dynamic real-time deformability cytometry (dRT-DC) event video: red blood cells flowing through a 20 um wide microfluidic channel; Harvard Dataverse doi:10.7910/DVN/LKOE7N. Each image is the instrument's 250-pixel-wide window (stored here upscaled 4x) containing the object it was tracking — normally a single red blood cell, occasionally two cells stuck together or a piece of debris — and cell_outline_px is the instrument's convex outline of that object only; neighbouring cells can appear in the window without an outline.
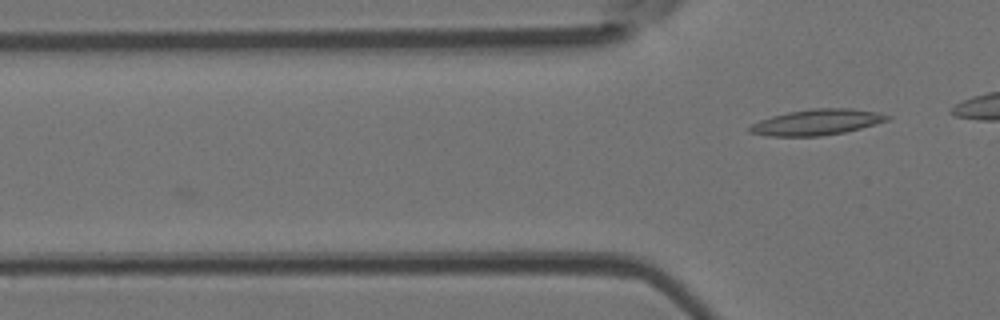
{"species": "Egyptian fruit bat (a non-hibernating species)", "species_latin": "Rousettus aegyptiacus", "temperature_condition": "room temperature", "stored_images_in_passage": 12, "camera_frame_rate_fps": 3000, "um_per_image_px": 0.085, "animal": {"sex": "female"}, "frame": {"image": 1, "passage_image": 12, "time_ms": 3.667, "image_size_px": [1000, 320], "cell_outline_px": [[892, 116], [888, 120], [860, 128], [844, 132], [820, 136], [768, 136], [748, 132], [748, 128], [752, 124], [760, 120], [772, 116], [788, 112], [812, 108], [848, 108], [876, 112]], "centroid_in_image_um": [69.4, 10.38], "position_along_channel_um": 56.4, "area_um2": 20.52}}